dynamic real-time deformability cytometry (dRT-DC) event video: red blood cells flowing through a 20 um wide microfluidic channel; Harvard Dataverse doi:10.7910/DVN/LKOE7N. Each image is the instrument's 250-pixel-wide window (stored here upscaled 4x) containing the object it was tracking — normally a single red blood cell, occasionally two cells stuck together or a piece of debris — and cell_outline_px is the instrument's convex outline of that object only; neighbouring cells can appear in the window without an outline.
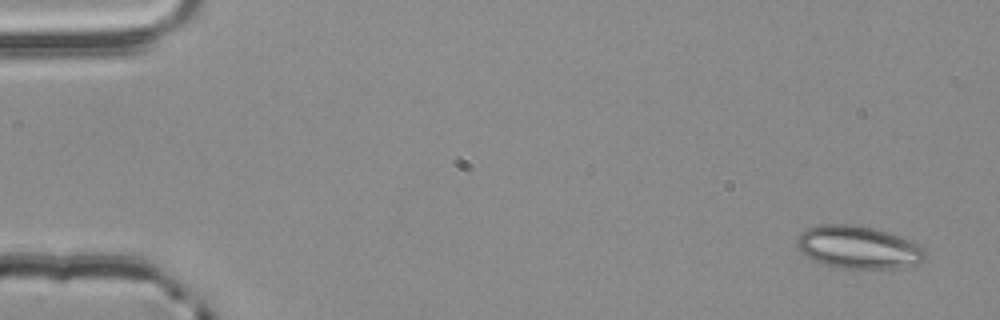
{"species": "common noctule bat (a hibernating species)", "species_latin": "Nyctalus noctula", "temperature_condition": "room temperature", "stored_images_in_passage": 5, "segment_of_instrument_passage": [2, 2], "camera_frame_rate_fps": 3000, "um_per_image_px": 0.085, "animal": {"sex": "male", "body_mass_g": 20.4}, "frame": {"image": 1, "passage_image": 5, "time_ms": 1.333, "image_size_px": [1000, 320], "cell_outline_px": [[924, 260], [916, 264], [892, 268], [836, 268], [812, 260], [800, 252], [796, 248], [796, 236], [800, 232], [808, 228], [820, 224], [856, 224], [888, 232], [912, 240], [924, 248]], "centroid_in_image_um": [72.89, 21.01], "position_along_channel_um": 12.1, "area_um2": 32.19}}